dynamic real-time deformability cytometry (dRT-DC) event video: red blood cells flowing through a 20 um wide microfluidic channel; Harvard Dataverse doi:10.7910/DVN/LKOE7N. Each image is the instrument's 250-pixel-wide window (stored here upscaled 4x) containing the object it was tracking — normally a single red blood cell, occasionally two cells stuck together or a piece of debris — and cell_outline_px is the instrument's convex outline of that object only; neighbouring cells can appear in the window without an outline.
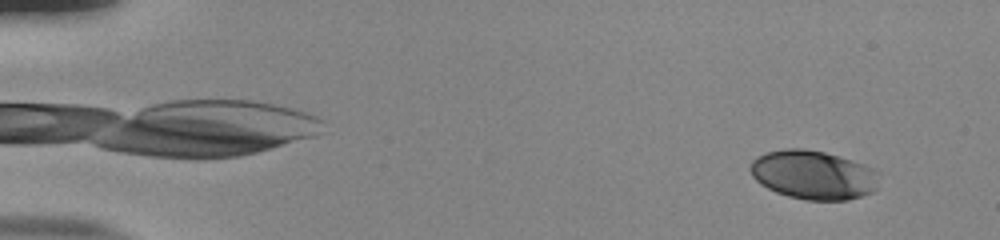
{"species": "human", "species_latin": "Homo sapiens", "temperature_condition": "room temperature", "stored_images_in_passage": 54, "camera_frame_rate_fps": 3000, "um_per_image_px": 0.085, "donor": {"sex": "male"}, "frame": {"image": 1, "passage_image": 4, "time_ms": 1.0, "image_size_px": [1000, 240], "cell_outline_px": [[876, 188], [872, 192], [848, 200], [804, 200], [788, 196], [776, 192], [760, 184], [752, 176], [752, 160], [768, 152], [788, 148], [800, 148], [824, 152], [860, 164]], "centroid_in_image_um": [68.95, 14.89], "position_along_channel_um": 16.0, "area_um2": 34.91}}
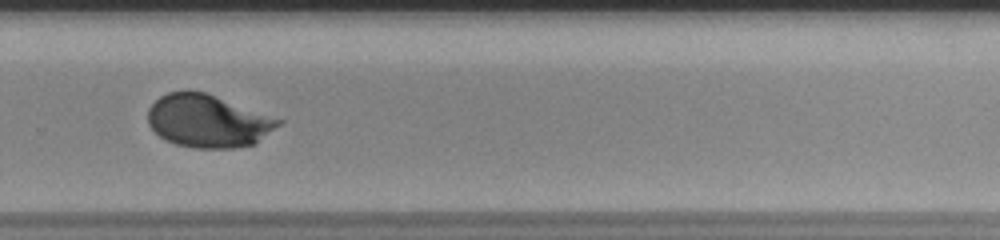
{"frame": {"image": 2, "passage_image": 38, "time_ms": 12.333, "image_size_px": [1000, 240], "cell_outline_px": [[284, 120], [280, 124], [256, 144], [232, 148], [196, 148], [176, 144], [160, 136], [148, 124], [148, 108], [160, 96], [168, 92], [184, 88], [188, 88], [204, 92]], "centroid_in_image_um": [17.66, 10.26], "position_along_channel_um": 312.1, "area_um2": 40.23}}
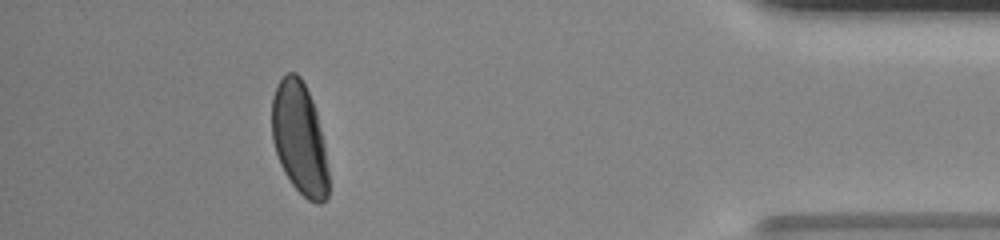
{"frame": {"image": 3, "passage_image": 49, "time_ms": 16.0, "image_size_px": [1000, 240], "cell_outline_px": [[328, 196], [320, 204], [316, 204], [308, 200], [292, 184], [284, 172], [280, 164], [272, 140], [272, 96], [280, 80], [288, 72], [296, 72], [300, 76], [312, 100], [316, 112], [324, 144], [328, 168]], "centroid_in_image_um": [25.45, 11.78], "position_along_channel_um": 409.7, "area_um2": 36.88}, "authors_computed_cell_mechanics": {"area_um2": 37.7723, "velocity_mm_per_s": 3.8509, "shape_relaxation_time_tau1_ms": 3.5032, "shape_relaxation_time_tau2_ms": 0.8252, "deformation_change_tau1": 0.1556, "deformation_change_tau2": 0.0353}}